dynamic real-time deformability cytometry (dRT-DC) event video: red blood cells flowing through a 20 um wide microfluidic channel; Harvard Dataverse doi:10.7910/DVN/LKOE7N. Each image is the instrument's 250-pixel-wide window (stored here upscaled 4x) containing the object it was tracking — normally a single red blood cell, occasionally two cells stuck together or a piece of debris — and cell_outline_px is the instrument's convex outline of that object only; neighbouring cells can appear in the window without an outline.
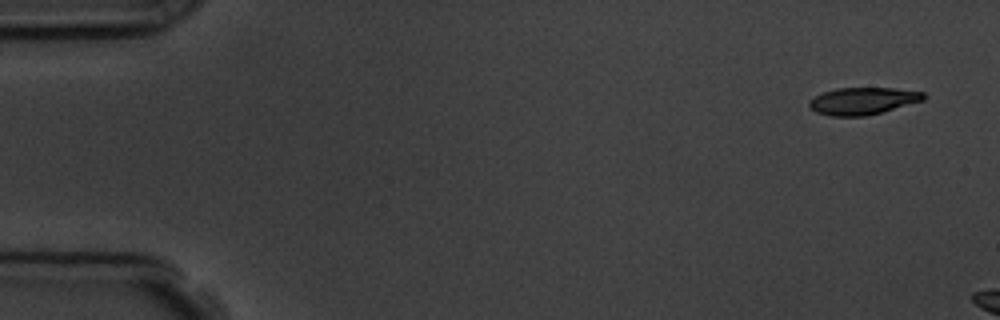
{"species": "common noctule bat (a hibernating species)", "species_latin": "Nyctalus noctula", "temperature_condition": "room temperature", "stored_images_in_passage": 3, "camera_frame_rate_fps": 3000, "um_per_image_px": 0.085, "animal": {"sex": "male", "body_mass_g": 19.5, "forearm_length_mm": 54.6}, "frame": {"image": 1, "passage_image": 1, "time_ms": 0.0, "image_size_px": [1000, 320], "cell_outline_px": [[928, 96], [924, 100], [880, 112], [864, 116], [832, 116], [816, 112], [808, 104], [808, 100], [824, 92], [836, 88], [892, 88], [924, 92]], "centroid_in_image_um": [73.35, 8.57], "position_along_channel_um": 11.7, "area_um2": 17.92}}